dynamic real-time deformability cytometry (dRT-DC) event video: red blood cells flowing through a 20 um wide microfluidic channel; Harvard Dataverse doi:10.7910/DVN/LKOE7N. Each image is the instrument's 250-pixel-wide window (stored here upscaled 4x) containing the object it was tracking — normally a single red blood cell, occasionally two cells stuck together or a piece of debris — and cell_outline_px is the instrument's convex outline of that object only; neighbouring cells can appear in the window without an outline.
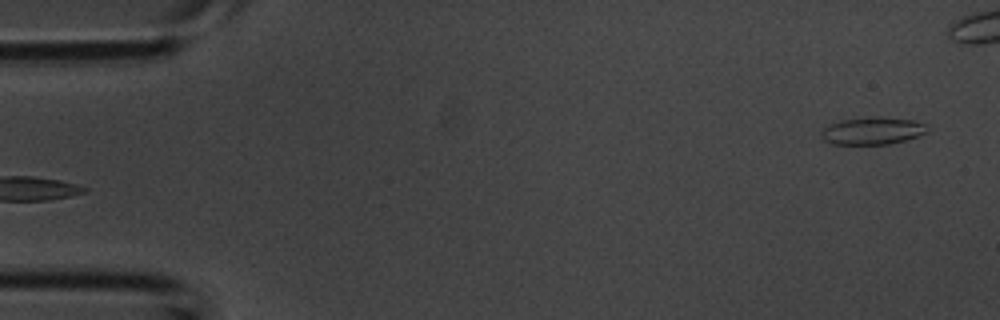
{"species": "common noctule bat (a hibernating species)", "species_latin": "Nyctalus noctula", "temperature_condition": "room temperature", "stored_images_in_passage": 3, "segment_of_instrument_passage": [2, 2], "camera_frame_rate_fps": 3000, "um_per_image_px": 0.085, "animal": {"sex": "male", "body_mass_g": 20.1, "forearm_length_mm": 53.5}, "frame": {"image": 1, "passage_image": 3, "time_ms": 0.667, "image_size_px": [1000, 320], "cell_outline_px": [[928, 132], [904, 140], [888, 144], [832, 144], [824, 140], [820, 136], [820, 132], [824, 128], [840, 120], [876, 116], [880, 116], [912, 120], [928, 124]], "centroid_in_image_um": [74.17, 11.11], "position_along_channel_um": 10.8, "area_um2": 16.94}}